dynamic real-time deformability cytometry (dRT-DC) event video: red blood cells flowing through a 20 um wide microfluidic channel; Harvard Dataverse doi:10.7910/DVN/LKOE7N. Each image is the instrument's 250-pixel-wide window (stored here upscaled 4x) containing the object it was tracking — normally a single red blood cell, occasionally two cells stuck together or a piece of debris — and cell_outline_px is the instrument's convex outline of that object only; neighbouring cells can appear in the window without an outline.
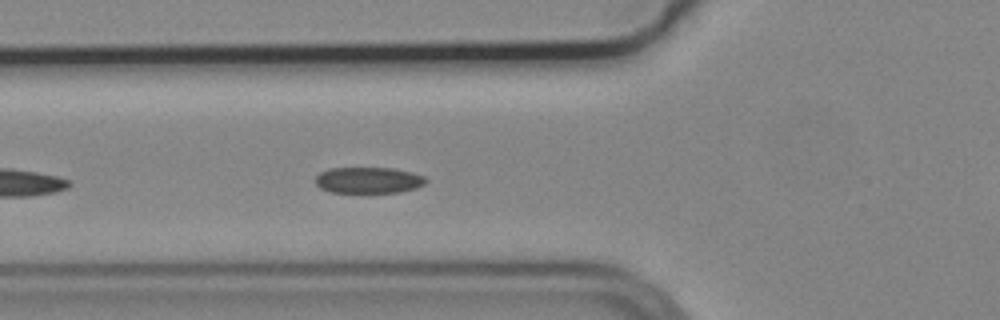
{"species": "common noctule bat (a hibernating species)", "species_latin": "Nyctalus noctula", "temperature_condition": "cold", "stored_images_in_passage": 10, "camera_frame_rate_fps": 3000, "um_per_image_px": 0.085, "animal": {"sex": "male", "body_mass_g": 19.2, "forearm_length_mm": 51.8}, "frame": {"image": 1, "passage_image": 6, "time_ms": 1.667, "image_size_px": [1000, 320], "cell_outline_px": [[428, 180], [424, 184], [416, 188], [400, 192], [332, 192], [320, 188], [316, 184], [316, 176], [320, 172], [328, 168], [392, 168], [412, 172], [424, 176]], "centroid_in_image_um": [31.33, 15.31], "position_along_channel_um": 94.5, "area_um2": 16.82}}